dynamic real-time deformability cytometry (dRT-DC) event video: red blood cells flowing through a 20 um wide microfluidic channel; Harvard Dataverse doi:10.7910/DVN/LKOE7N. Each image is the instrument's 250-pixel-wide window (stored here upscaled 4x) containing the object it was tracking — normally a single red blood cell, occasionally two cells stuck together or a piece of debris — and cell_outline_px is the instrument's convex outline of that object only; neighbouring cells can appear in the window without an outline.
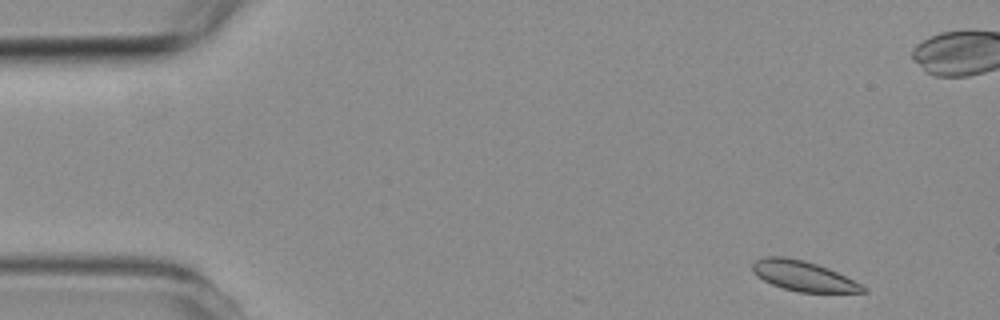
{"species": "common noctule bat (a hibernating species)", "species_latin": "Nyctalus noctula", "temperature_condition": "room temperature", "stored_images_in_passage": 7, "camera_frame_rate_fps": 3000, "um_per_image_px": 0.085, "animal": {"sex": "female", "body_mass_g": 19.3, "forearm_length_mm": 54.1}, "frame": {"image": 1, "passage_image": 1, "time_ms": 0.0, "image_size_px": [1000, 320], "cell_outline_px": [[868, 292], [800, 292], [784, 288], [772, 284], [756, 276], [752, 268], [752, 264], [756, 260], [764, 256], [784, 256], [804, 260], [828, 268], [868, 288]], "centroid_in_image_um": [68.26, 23.45], "position_along_channel_um": 16.7, "area_um2": 19.13}}
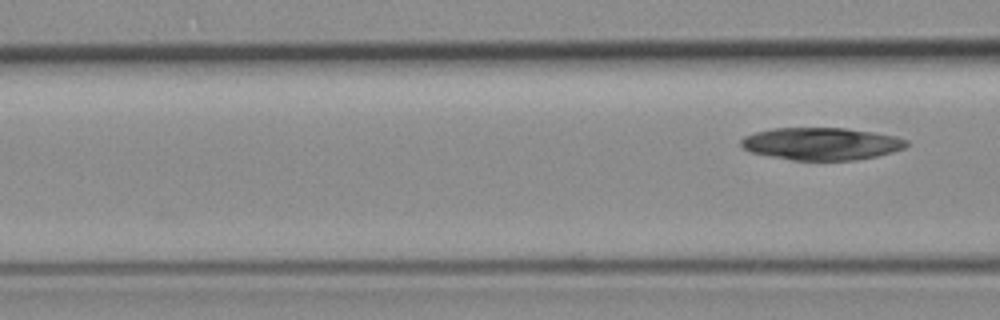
{"frame": {"image": 2, "passage_image": 7, "time_ms": 6.667, "image_size_px": [1000, 320], "cell_outline_px": [[908, 144], [904, 148], [892, 152], [876, 156], [856, 160], [792, 160], [768, 156], [748, 152], [740, 144], [740, 140], [744, 136], [756, 132], [772, 128], [844, 128], [872, 132], [896, 136], [908, 140]], "centroid_in_image_um": [69.79, 12.22], "position_along_channel_um": 96.8, "area_um2": 31.33}}